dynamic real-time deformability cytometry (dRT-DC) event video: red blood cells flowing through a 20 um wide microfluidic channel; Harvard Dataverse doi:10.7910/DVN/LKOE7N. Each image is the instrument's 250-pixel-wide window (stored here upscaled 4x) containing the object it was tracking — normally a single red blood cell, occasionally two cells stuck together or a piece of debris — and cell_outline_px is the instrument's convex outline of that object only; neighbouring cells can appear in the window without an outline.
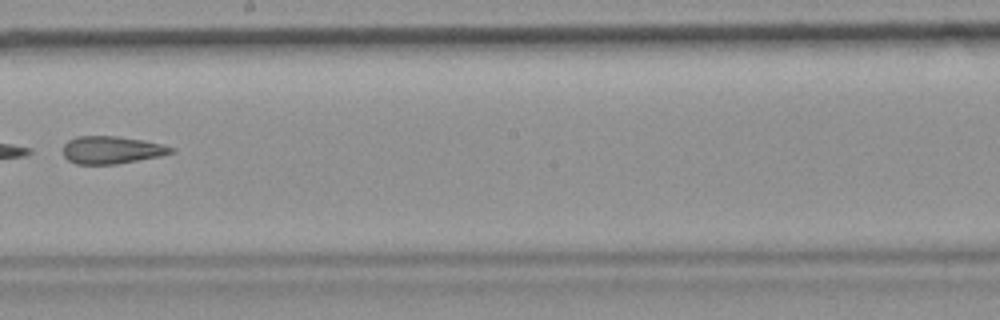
{"species": "common noctule bat (a hibernating species)", "species_latin": "Nyctalus noctula", "temperature_condition": "room temperature", "stored_images_in_passage": 10, "camera_frame_rate_fps": 3000, "um_per_image_px": 0.085, "animal": {"sex": "female", "body_mass_g": 19.9}, "frame": {"image": 1, "passage_image": 9, "time_ms": 9.333, "image_size_px": [1000, 320], "cell_outline_px": [[176, 152], [160, 156], [116, 164], [76, 164], [68, 160], [64, 156], [64, 144], [68, 140], [76, 136], [116, 136], [144, 140], [164, 144], [176, 148]], "centroid_in_image_um": [9.53, 12.74], "position_along_channel_um": 238.7, "area_um2": 17.51}}